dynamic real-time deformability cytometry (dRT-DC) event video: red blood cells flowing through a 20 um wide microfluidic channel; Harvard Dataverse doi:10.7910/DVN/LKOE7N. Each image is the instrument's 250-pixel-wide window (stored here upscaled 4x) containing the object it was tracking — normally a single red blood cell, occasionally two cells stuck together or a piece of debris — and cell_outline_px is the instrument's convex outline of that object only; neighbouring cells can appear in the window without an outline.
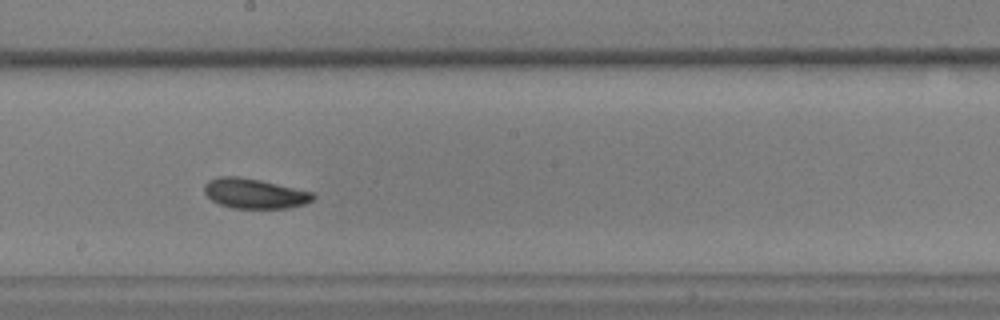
{"species": "common noctule bat (a hibernating species)", "species_latin": "Nyctalus noctula", "temperature_condition": "warm", "stored_images_in_passage": 44, "camera_frame_rate_fps": 3000, "um_per_image_px": 0.085, "animal": {"sex": "male", "body_mass_g": 17.9, "forearm_length_mm": 54.2}, "frame": {"image": 1, "passage_image": 22, "time_ms": 7.0, "image_size_px": [1000, 320], "cell_outline_px": [[316, 196], [312, 200], [304, 204], [288, 208], [232, 208], [220, 204], [212, 200], [204, 192], [204, 184], [208, 180], [216, 176], [240, 176], [260, 180], [312, 192]], "centroid_in_image_um": [21.6, 16.44], "position_along_channel_um": 226.6, "area_um2": 18.96}}
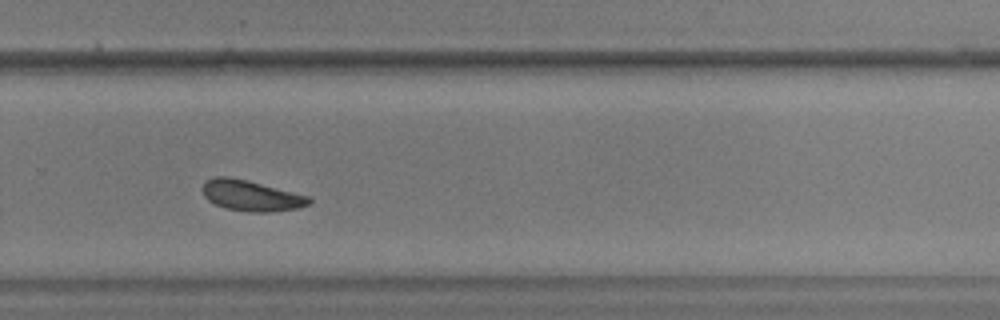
{"frame": {"image": 2, "passage_image": 28, "time_ms": 9.0, "image_size_px": [1000, 320], "cell_outline_px": [[312, 200], [308, 204], [300, 208], [272, 212], [248, 212], [224, 208], [208, 200], [204, 196], [200, 188], [208, 180], [216, 176], [228, 176], [248, 180], [308, 196]], "centroid_in_image_um": [21.32, 16.63], "position_along_channel_um": 308.5, "area_um2": 19.13}}
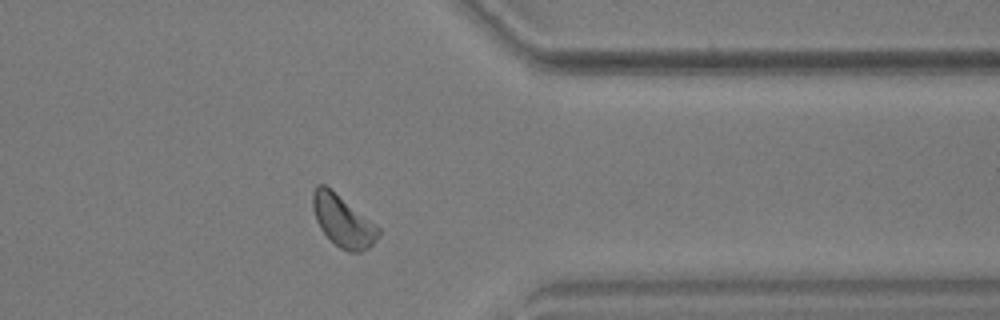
{"frame": {"image": 3, "passage_image": 34, "time_ms": 11.0, "image_size_px": [1000, 320], "cell_outline_px": [[380, 236], [368, 248], [360, 252], [348, 252], [340, 248], [320, 228], [316, 220], [312, 208], [312, 192], [316, 184], [324, 184], [380, 228]], "centroid_in_image_um": [29.13, 18.79], "position_along_channel_um": 382.3, "area_um2": 19.36}}